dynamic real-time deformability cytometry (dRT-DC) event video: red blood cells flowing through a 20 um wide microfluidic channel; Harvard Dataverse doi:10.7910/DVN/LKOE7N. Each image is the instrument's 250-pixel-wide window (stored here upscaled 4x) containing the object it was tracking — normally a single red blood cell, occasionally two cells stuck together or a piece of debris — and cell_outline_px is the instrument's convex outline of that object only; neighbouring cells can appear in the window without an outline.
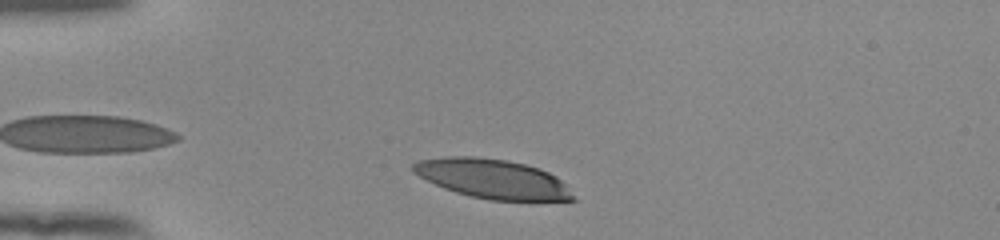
{"species": "human", "species_latin": "Homo sapiens", "temperature_condition": "room temperature", "stored_images_in_passage": 34, "camera_frame_rate_fps": 3000, "um_per_image_px": 0.085, "donor": {"sex": "female"}, "frame": {"image": 1, "passage_image": 3, "time_ms": 0.667, "image_size_px": [1000, 240], "cell_outline_px": [[576, 200], [488, 200], [456, 192], [444, 188], [412, 172], [412, 164], [416, 160], [444, 156], [472, 156], [508, 160], [524, 164], [548, 172], [556, 176], [564, 184]], "centroid_in_image_um": [41.81, 15.18], "position_along_channel_um": 43.2, "area_um2": 36.3}}
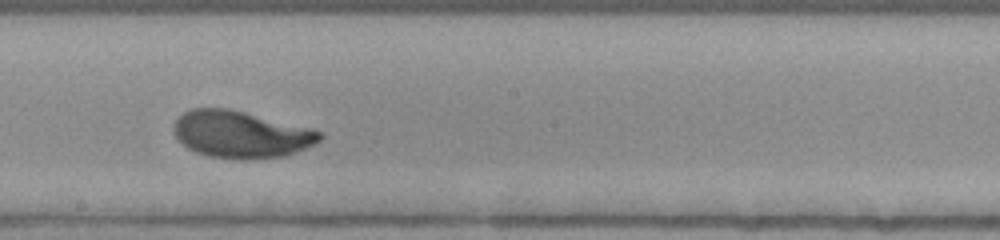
{"frame": {"image": 2, "passage_image": 20, "time_ms": 6.333, "image_size_px": [1000, 240], "cell_outline_px": [[324, 136], [320, 140], [296, 152], [284, 156], [248, 160], [240, 160], [208, 156], [196, 152], [188, 148], [176, 136], [172, 128], [176, 120], [184, 112], [192, 108], [228, 108], [312, 128], [320, 132]], "centroid_in_image_um": [20.47, 11.43], "position_along_channel_um": 227.7, "area_um2": 39.94}}
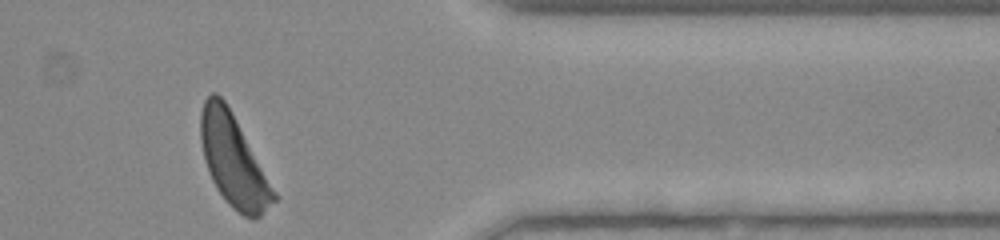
{"frame": {"image": 3, "passage_image": 34, "time_ms": 11.0, "image_size_px": [1000, 240], "cell_outline_px": [[280, 196], [260, 216], [252, 220], [236, 212], [228, 204], [216, 188], [208, 172], [204, 160], [200, 140], [200, 112], [204, 100], [212, 92], [216, 92], [224, 100], [232, 112]], "centroid_in_image_um": [19.86, 13.67], "position_along_channel_um": 391.5, "area_um2": 39.54}, "authors_computed_cell_mechanics": {"area_um2": 39.5352, "velocity_mm_per_s": 3.8639, "shape_relaxation_time_tau1_ms": 3.4434, "shape_relaxation_time_tau2_ms": 1.6067, "deformation_change_tau1": 0.2, "deformation_change_tau2": 0.065}}